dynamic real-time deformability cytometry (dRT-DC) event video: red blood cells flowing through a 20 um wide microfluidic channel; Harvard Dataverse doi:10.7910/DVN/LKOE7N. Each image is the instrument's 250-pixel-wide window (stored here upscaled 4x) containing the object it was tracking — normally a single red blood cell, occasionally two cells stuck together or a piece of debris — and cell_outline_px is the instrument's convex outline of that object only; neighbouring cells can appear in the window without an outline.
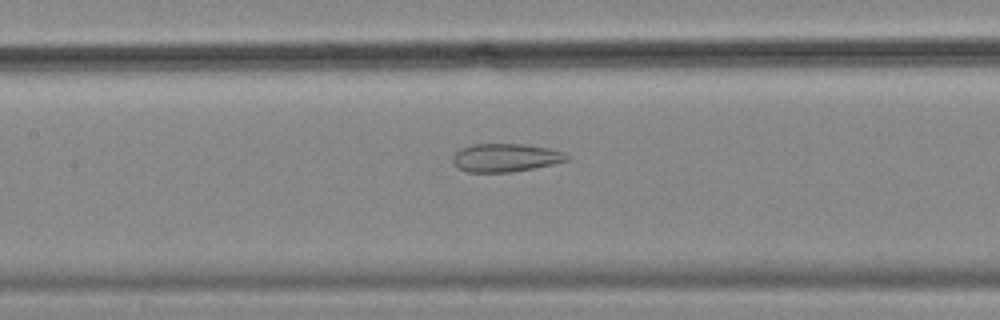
{"species": "common noctule bat (a hibernating species)", "species_latin": "Nyctalus noctula", "temperature_condition": "cold", "stored_images_in_passage": 55, "segment_of_instrument_passage": [2, 2], "camera_frame_rate_fps": 3000, "um_per_image_px": 0.085, "animal": {"sex": "female", "body_mass_g": 18.4}, "frame": {"image": 1, "passage_image": 26, "time_ms": 8.333, "image_size_px": [1000, 320], "cell_outline_px": [[572, 156], [568, 160], [552, 164], [512, 172], [468, 172], [460, 168], [452, 160], [452, 156], [460, 148], [472, 144], [524, 144], [548, 148], [564, 152]], "centroid_in_image_um": [42.99, 13.39], "position_along_channel_um": 164.4, "area_um2": 18.73}}
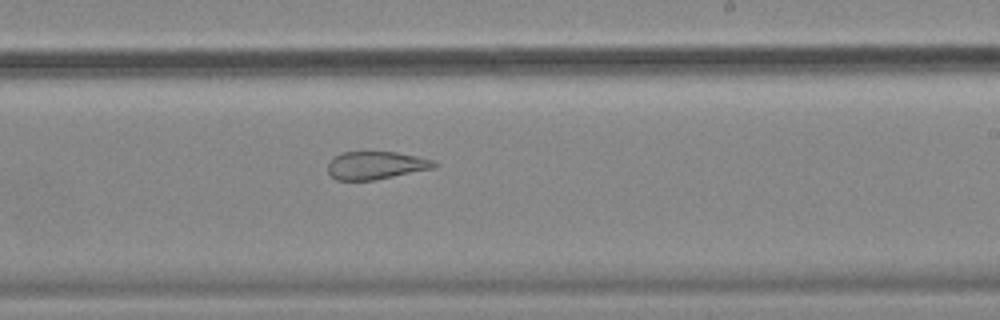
{"frame": {"image": 2, "passage_image": 34, "time_ms": 11.0, "image_size_px": [1000, 320], "cell_outline_px": [[436, 168], [376, 180], [336, 180], [328, 172], [328, 164], [332, 156], [340, 152], [396, 152], [416, 156], [432, 160], [436, 164]], "centroid_in_image_um": [31.92, 14.06], "position_along_channel_um": 257.1, "area_um2": 17.4}}
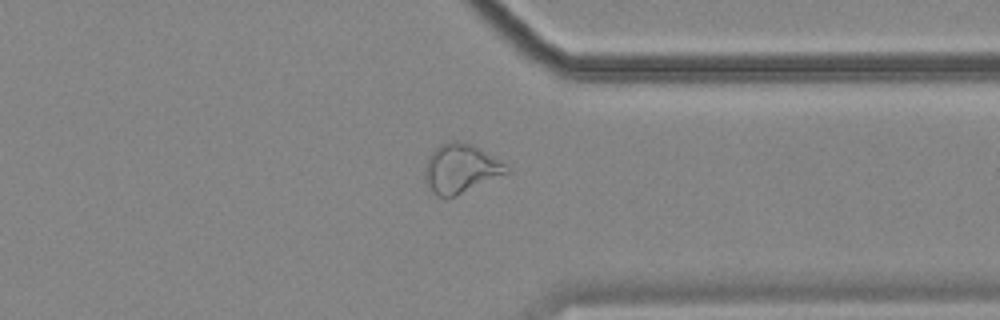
{"frame": {"image": 3, "passage_image": 44, "time_ms": 14.333, "image_size_px": [1000, 320], "cell_outline_px": [[512, 172], [456, 196], [436, 196], [432, 192], [424, 180], [424, 172], [428, 156], [440, 144], [452, 140], [464, 140], [472, 144], [500, 160]], "centroid_in_image_um": [39.16, 14.32], "position_along_channel_um": 372.2, "area_um2": 23.58}}